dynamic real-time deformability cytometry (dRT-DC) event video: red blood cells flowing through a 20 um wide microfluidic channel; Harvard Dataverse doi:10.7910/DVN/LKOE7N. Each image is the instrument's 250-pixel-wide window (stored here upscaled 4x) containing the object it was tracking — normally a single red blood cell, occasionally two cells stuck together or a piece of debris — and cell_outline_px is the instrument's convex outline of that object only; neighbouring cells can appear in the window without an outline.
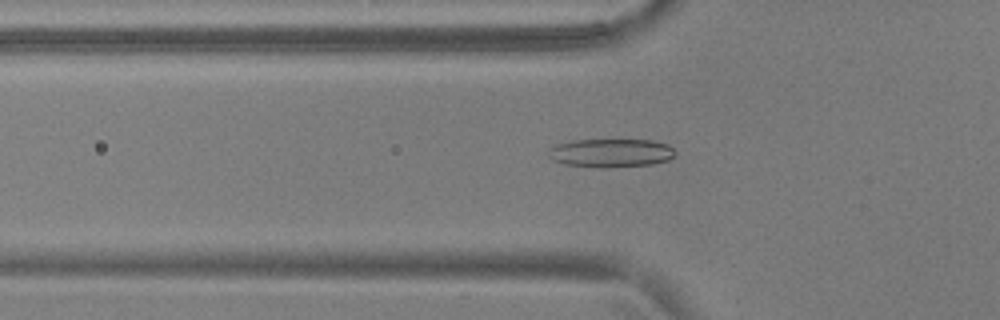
{"species": "common noctule bat (a hibernating species)", "species_latin": "Nyctalus noctula", "temperature_condition": "warm", "stored_images_in_passage": 37, "camera_frame_rate_fps": 3000, "um_per_image_px": 0.085, "animal": {"sex": "male", "body_mass_g": 17.9, "forearm_length_mm": 54.2}, "frame": {"image": 1, "passage_image": 2, "time_ms": 0.333, "image_size_px": [1000, 320], "cell_outline_px": [[676, 156], [668, 160], [652, 164], [604, 168], [600, 168], [568, 164], [552, 160], [548, 156], [548, 148], [556, 144], [572, 140], [652, 140], [668, 144], [676, 152]], "centroid_in_image_um": [51.93, 13.0], "position_along_channel_um": 73.9, "area_um2": 21.21}}
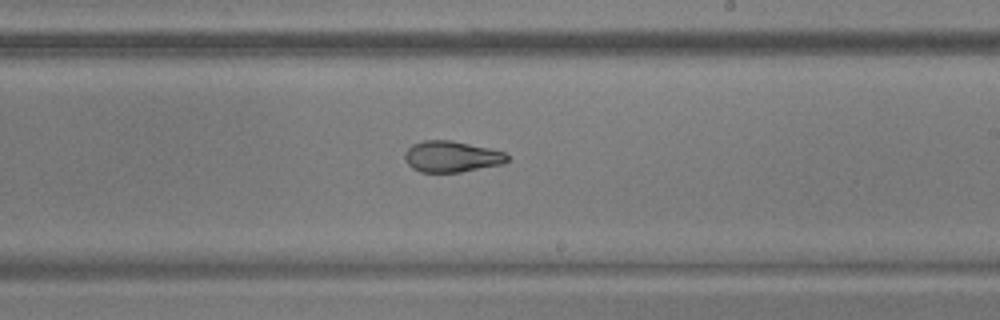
{"frame": {"image": 2, "passage_image": 16, "time_ms": 5.0, "image_size_px": [1000, 320], "cell_outline_px": [[508, 160], [504, 164], [460, 172], [420, 172], [412, 168], [408, 164], [404, 156], [404, 152], [412, 144], [424, 140], [452, 140], [488, 148], [504, 152], [508, 156]], "centroid_in_image_um": [38.37, 13.31], "position_along_channel_um": 250.6, "area_um2": 18.61}}
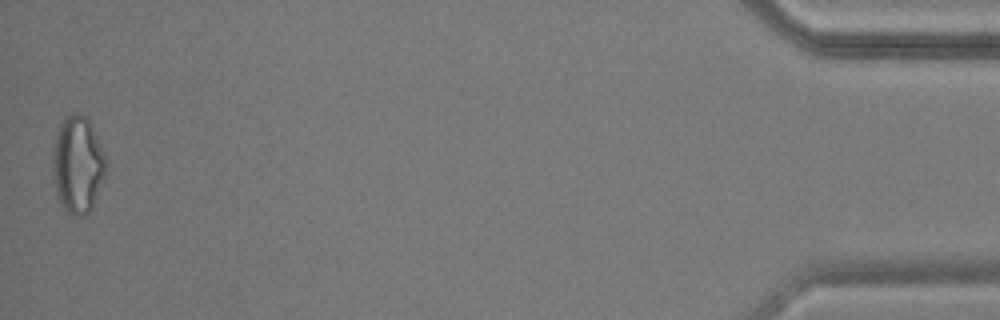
{"frame": {"image": 3, "passage_image": 37, "time_ms": 12.0, "image_size_px": [1000, 320], "cell_outline_px": [[104, 172], [92, 208], [84, 216], [72, 216], [60, 204], [56, 196], [52, 160], [56, 136], [60, 124], [64, 116], [72, 112], [76, 112], [84, 116], [88, 120], [104, 152]], "centroid_in_image_um": [6.56, 14.0], "position_along_channel_um": 428.6, "area_um2": 29.54}, "authors_computed_cell_mechanics": {"area_um2": 19.8832, "velocity_mm_per_s": 3.7708, "shape_relaxation_time_tau1_ms": null, "shape_relaxation_time_tau2_ms": 1.978, "deformation_change_tau1": null, "deformation_change_tau2": 0.087}}